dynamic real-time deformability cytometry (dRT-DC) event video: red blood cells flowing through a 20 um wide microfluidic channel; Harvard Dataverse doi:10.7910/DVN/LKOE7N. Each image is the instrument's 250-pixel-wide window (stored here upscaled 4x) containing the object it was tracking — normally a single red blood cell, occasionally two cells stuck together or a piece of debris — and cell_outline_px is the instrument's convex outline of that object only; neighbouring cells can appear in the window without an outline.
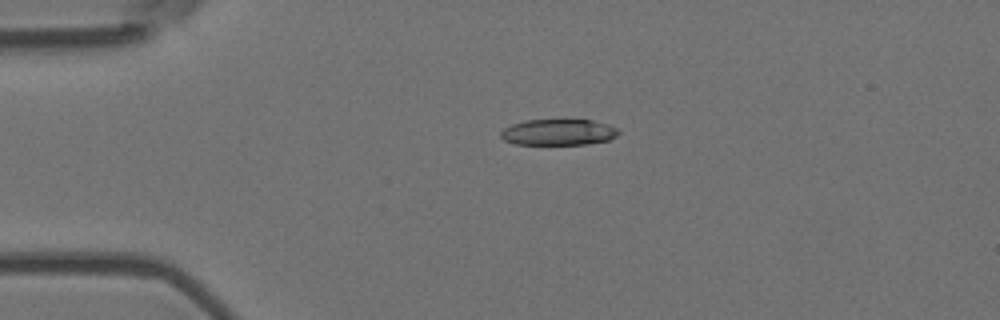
{"species": "Egyptian fruit bat (a non-hibernating species)", "species_latin": "Rousettus aegyptiacus", "temperature_condition": "room temperature", "stored_images_in_passage": 5, "camera_frame_rate_fps": 3000, "um_per_image_px": 0.085, "animal": {"sex": "female"}, "frame": {"image": 1, "passage_image": 4, "time_ms": 1.0, "image_size_px": [1000, 320], "cell_outline_px": [[620, 132], [616, 136], [608, 140], [588, 144], [516, 144], [504, 140], [500, 136], [500, 132], [504, 128], [512, 124], [524, 120], [592, 120], [608, 124], [616, 128]], "centroid_in_image_um": [47.46, 11.23], "position_along_channel_um": 37.5, "area_um2": 17.86}}